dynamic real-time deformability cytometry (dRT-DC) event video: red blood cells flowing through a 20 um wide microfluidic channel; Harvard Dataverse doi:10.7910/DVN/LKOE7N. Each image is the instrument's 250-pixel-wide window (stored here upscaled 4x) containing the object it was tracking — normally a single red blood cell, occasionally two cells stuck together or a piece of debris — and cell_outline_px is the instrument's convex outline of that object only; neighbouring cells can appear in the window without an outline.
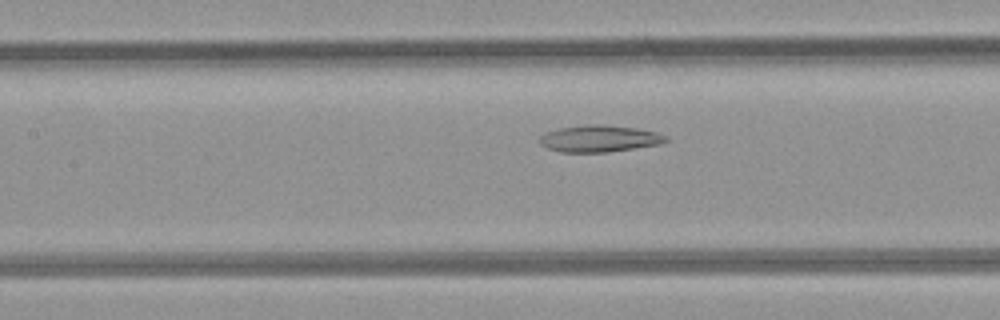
{"species": "common noctule bat (a hibernating species)", "species_latin": "Nyctalus noctula", "temperature_condition": "room temperature", "stored_images_in_passage": 32, "camera_frame_rate_fps": 3000, "um_per_image_px": 0.085, "animal": {"sex": "female", "body_mass_g": 21.9}, "frame": {"image": 1, "passage_image": 14, "time_ms": 4.333, "image_size_px": [1000, 320], "cell_outline_px": [[668, 140], [664, 144], [608, 152], [560, 152], [548, 148], [540, 144], [540, 136], [544, 132], [560, 128], [584, 124], [604, 124], [636, 128], [656, 132], [668, 136]], "centroid_in_image_um": [50.98, 11.78], "position_along_channel_um": 156.4, "area_um2": 19.94}}
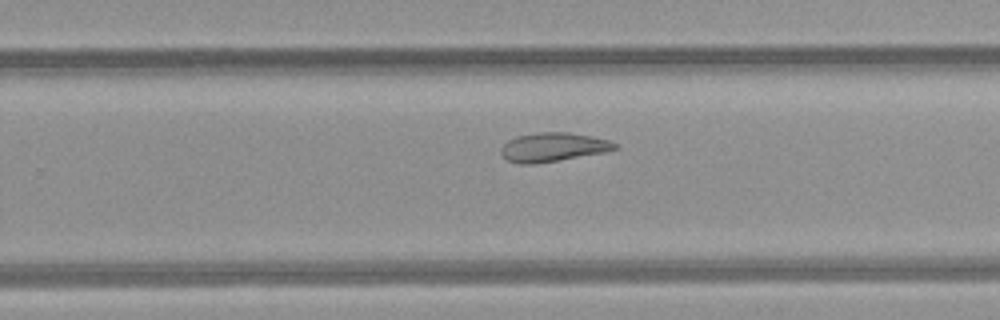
{"frame": {"image": 2, "passage_image": 23, "time_ms": 7.333, "image_size_px": [1000, 320], "cell_outline_px": [[620, 148], [604, 152], [536, 164], [520, 164], [508, 160], [500, 152], [500, 148], [508, 140], [516, 136], [536, 132], [568, 132], [592, 136], [608, 140], [616, 144]], "centroid_in_image_um": [46.99, 12.5], "position_along_channel_um": 282.8, "area_um2": 19.19}}
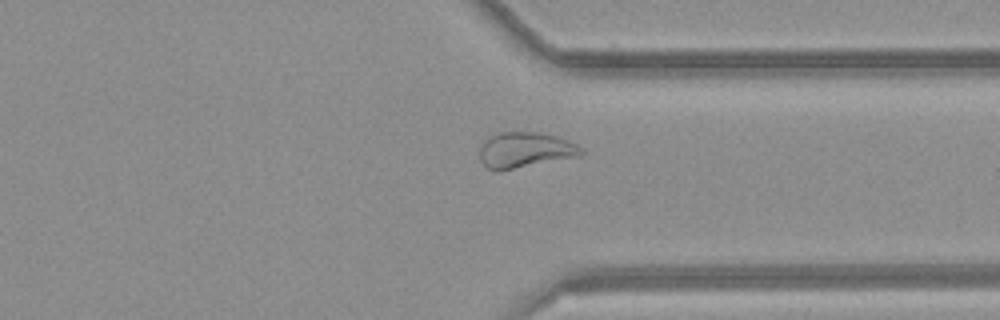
{"frame": {"image": 3, "passage_image": 29, "time_ms": 9.333, "image_size_px": [1000, 320], "cell_outline_px": [[584, 152], [580, 156], [496, 172], [488, 168], [480, 160], [480, 144], [488, 136], [496, 132], [536, 132], [556, 136], [576, 144], [584, 148]], "centroid_in_image_um": [44.61, 12.75], "position_along_channel_um": 366.8, "area_um2": 21.27}}